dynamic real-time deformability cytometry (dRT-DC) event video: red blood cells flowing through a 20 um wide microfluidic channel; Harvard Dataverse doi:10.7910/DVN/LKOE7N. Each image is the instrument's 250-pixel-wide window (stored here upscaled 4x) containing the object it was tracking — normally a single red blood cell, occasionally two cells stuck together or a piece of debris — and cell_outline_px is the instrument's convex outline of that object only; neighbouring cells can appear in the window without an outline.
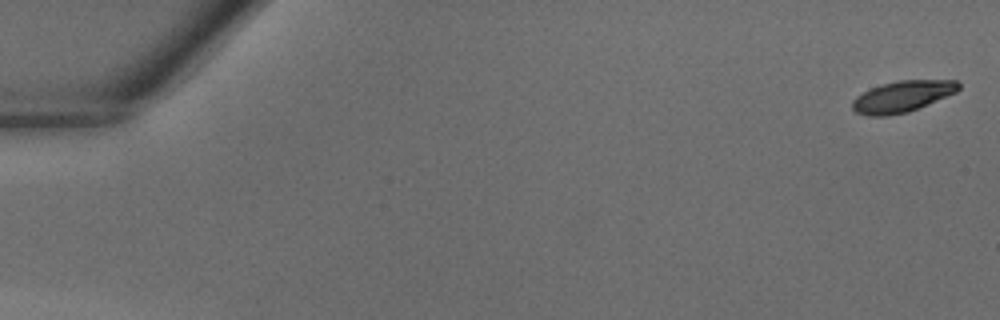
{"species": "common noctule bat (a hibernating species)", "species_latin": "Nyctalus noctula", "temperature_condition": "warm", "stored_images_in_passage": 42, "camera_frame_rate_fps": 3000, "um_per_image_px": 0.085, "animal": {"sex": "male", "body_mass_g": 18.8}, "frame": {"image": 1, "passage_image": 1, "time_ms": 0.0, "image_size_px": [1000, 320], "cell_outline_px": [[960, 88], [956, 92], [908, 112], [888, 116], [868, 116], [856, 112], [852, 108], [852, 100], [856, 96], [872, 88], [896, 80], [956, 80], [960, 84]], "centroid_in_image_um": [76.69, 8.2], "position_along_channel_um": 8.3, "area_um2": 19.19}}
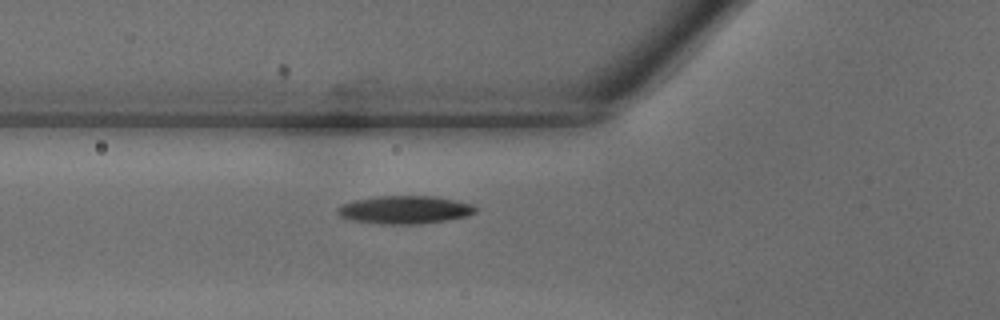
{"frame": {"image": 2, "passage_image": 16, "time_ms": 5.0, "image_size_px": [1000, 320], "cell_outline_px": [[476, 212], [468, 216], [448, 220], [420, 224], [380, 224], [352, 220], [340, 216], [336, 212], [336, 208], [344, 204], [356, 200], [380, 196], [432, 196], [456, 200], [472, 204], [476, 208]], "centroid_in_image_um": [34.43, 17.84], "position_along_channel_um": 91.4, "area_um2": 22.48}}
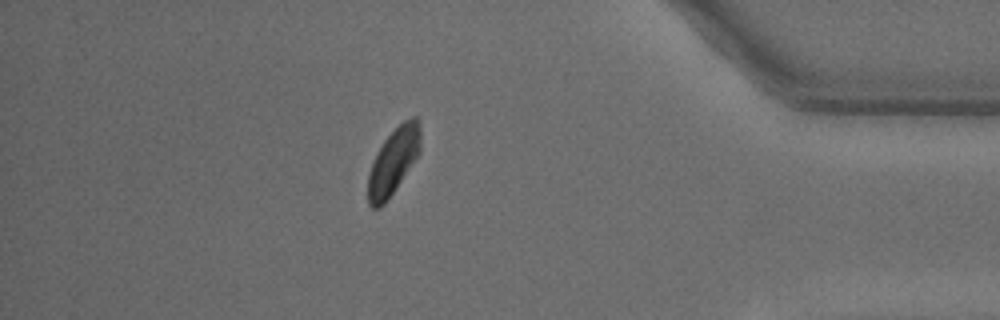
{"frame": {"image": 3, "passage_image": 37, "time_ms": 12.0, "image_size_px": [1000, 320], "cell_outline_px": [[420, 152], [396, 188], [384, 204], [380, 208], [372, 208], [368, 204], [368, 172], [376, 152], [384, 140], [404, 120], [412, 116], [416, 116], [420, 124]], "centroid_in_image_um": [33.43, 13.71], "position_along_channel_um": 401.8, "area_um2": 20.17}}